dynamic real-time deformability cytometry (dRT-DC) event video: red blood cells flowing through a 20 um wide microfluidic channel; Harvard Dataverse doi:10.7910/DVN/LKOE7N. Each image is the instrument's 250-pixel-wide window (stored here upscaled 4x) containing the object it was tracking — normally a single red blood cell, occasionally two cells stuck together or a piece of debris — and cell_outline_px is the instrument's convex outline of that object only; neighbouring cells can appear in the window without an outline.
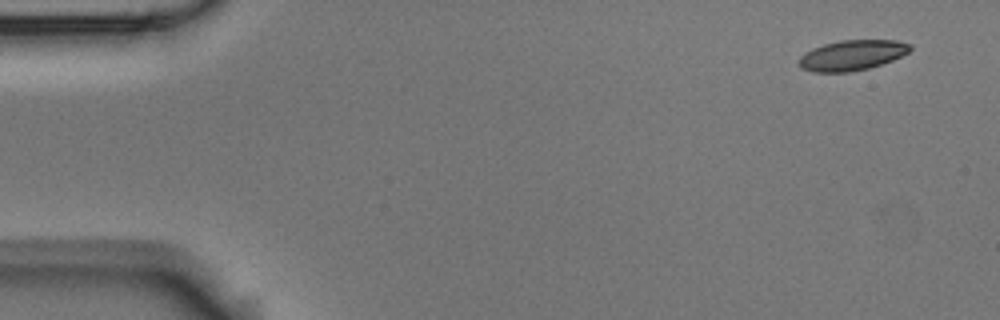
{"species": "Egyptian fruit bat (a non-hibernating species)", "species_latin": "Rousettus aegyptiacus", "temperature_condition": "room temperature", "stored_images_in_passage": 8, "camera_frame_rate_fps": 3000, "um_per_image_px": 0.085, "animal": {"sex": "male"}, "frame": {"image": 1, "passage_image": 1, "time_ms": 0.0, "image_size_px": [1000, 320], "cell_outline_px": [[912, 48], [908, 52], [892, 60], [868, 68], [848, 72], [812, 72], [800, 68], [796, 64], [800, 56], [812, 48], [824, 44], [840, 40], [896, 40], [912, 44]], "centroid_in_image_um": [72.38, 4.69], "position_along_channel_um": 12.6, "area_um2": 19.71}}
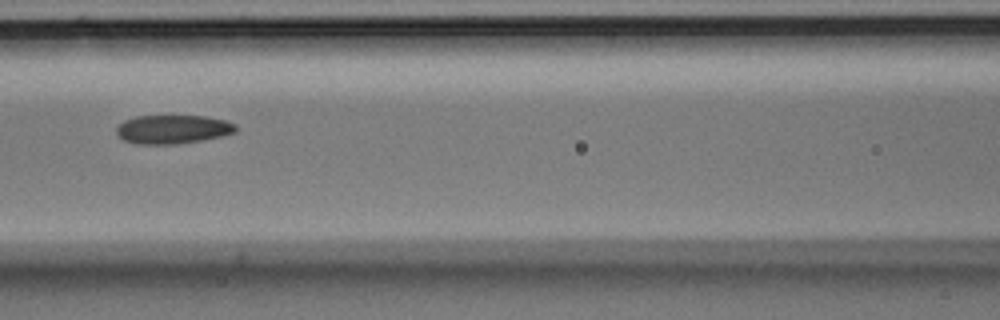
{"frame": {"image": 2, "passage_image": 7, "time_ms": 2.0, "image_size_px": [1000, 320], "cell_outline_px": [[236, 132], [220, 136], [200, 140], [176, 144], [140, 144], [124, 140], [116, 132], [116, 128], [124, 120], [136, 116], [204, 116], [224, 120], [236, 124]], "centroid_in_image_um": [14.68, 10.98], "position_along_channel_um": 151.9, "area_um2": 19.77}}
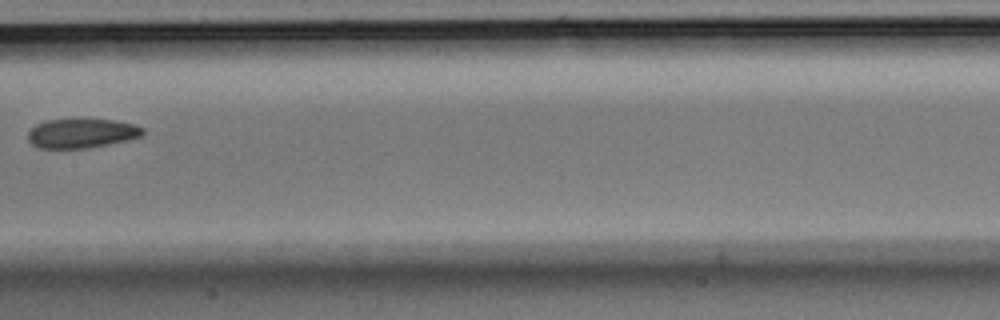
{"frame": {"image": 3, "passage_image": 8, "time_ms": 2.333, "image_size_px": [1000, 320], "cell_outline_px": [[144, 132], [140, 136], [128, 140], [88, 148], [40, 148], [32, 144], [28, 140], [28, 132], [36, 124], [44, 120], [76, 116], [84, 116], [112, 120], [136, 124], [144, 128]], "centroid_in_image_um": [6.93, 11.27], "position_along_channel_um": 200.5, "area_um2": 20.58}}